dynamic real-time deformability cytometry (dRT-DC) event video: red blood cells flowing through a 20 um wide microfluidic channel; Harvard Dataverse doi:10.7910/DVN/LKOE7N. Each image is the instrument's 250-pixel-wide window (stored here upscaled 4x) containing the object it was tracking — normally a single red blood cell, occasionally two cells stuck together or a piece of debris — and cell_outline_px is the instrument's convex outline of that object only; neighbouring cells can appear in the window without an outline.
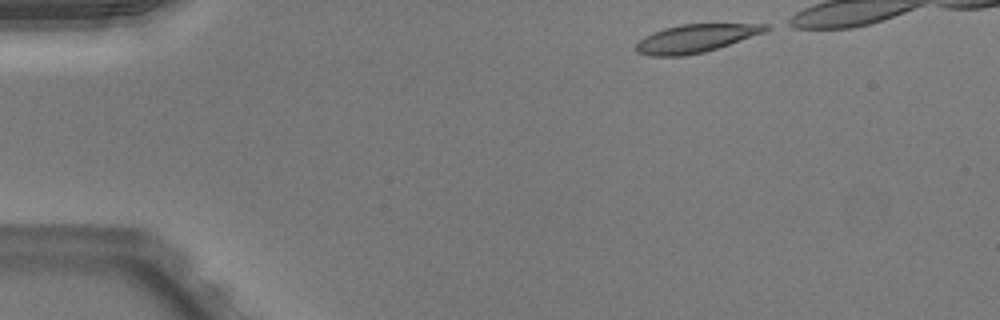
{"species": "Egyptian fruit bat (a non-hibernating species)", "species_latin": "Rousettus aegyptiacus", "temperature_condition": "warm", "stored_images_in_passage": 38, "camera_frame_rate_fps": 3000, "um_per_image_px": 0.085, "animal": {"sex": "male"}, "frame": {"image": 1, "passage_image": 1, "time_ms": 0.0, "image_size_px": [1000, 320], "cell_outline_px": [[772, 28], [764, 32], [704, 52], [684, 56], [652, 56], [636, 52], [636, 44], [644, 36], [664, 28], [680, 24], [768, 24]], "centroid_in_image_um": [59.1, 3.26], "position_along_channel_um": 25.9, "area_um2": 20.98}}
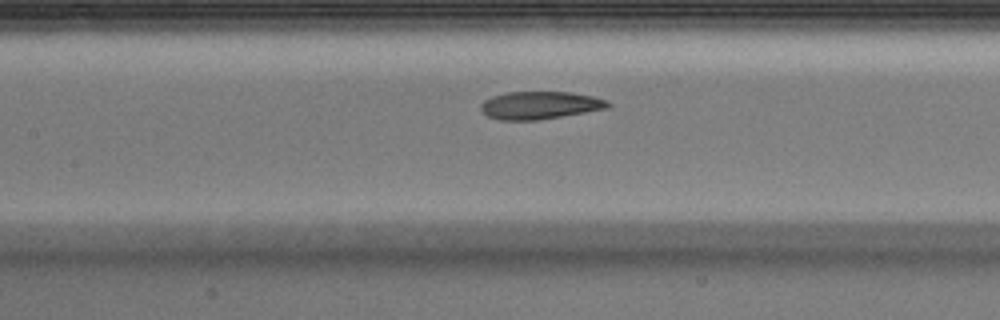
{"frame": {"image": 2, "passage_image": 17, "time_ms": 5.333, "image_size_px": [1000, 320], "cell_outline_px": [[612, 104], [608, 108], [536, 120], [500, 120], [488, 116], [480, 108], [480, 104], [484, 100], [492, 96], [508, 92], [568, 92], [592, 96], [608, 100]], "centroid_in_image_um": [45.88, 8.94], "position_along_channel_um": 161.5, "area_um2": 20.35}}
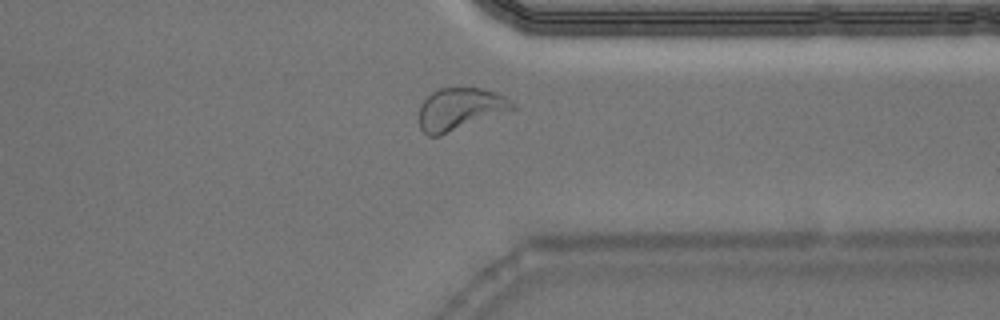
{"frame": {"image": 3, "passage_image": 33, "time_ms": 10.667, "image_size_px": [1000, 320], "cell_outline_px": [[516, 108], [440, 136], [428, 136], [420, 128], [420, 104], [436, 88], [480, 88], [496, 92], [512, 100], [516, 104]], "centroid_in_image_um": [39.1, 9.26], "position_along_channel_um": 372.3, "area_um2": 22.89}}